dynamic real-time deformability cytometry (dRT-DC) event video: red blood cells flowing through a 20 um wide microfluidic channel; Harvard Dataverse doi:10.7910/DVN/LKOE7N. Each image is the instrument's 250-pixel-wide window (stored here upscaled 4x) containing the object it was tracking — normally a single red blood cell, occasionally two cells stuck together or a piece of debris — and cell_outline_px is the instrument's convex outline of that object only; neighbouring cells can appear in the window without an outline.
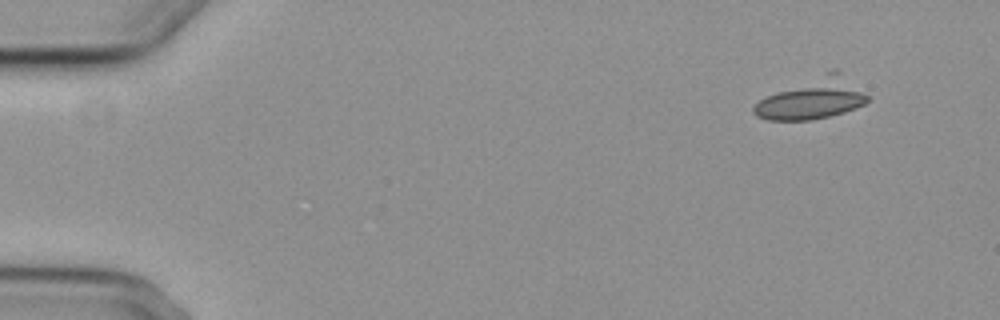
{"species": "common noctule bat (a hibernating species)", "species_latin": "Nyctalus noctula", "temperature_condition": "cold", "stored_images_in_passage": 5, "camera_frame_rate_fps": 3000, "um_per_image_px": 0.085, "animal": {"sex": "female", "body_mass_g": 29.2, "forearm_length_mm": 56.3}, "frame": {"image": 1, "passage_image": 1, "time_ms": 0.0, "image_size_px": [1000, 320], "cell_outline_px": [[868, 100], [864, 104], [856, 108], [844, 112], [828, 116], [808, 120], [768, 120], [756, 116], [752, 112], [752, 108], [760, 100], [776, 92], [832, 68], [836, 68], [868, 96]], "centroid_in_image_um": [69.05, 8.38], "position_along_channel_um": 15.9, "area_um2": 26.65}}
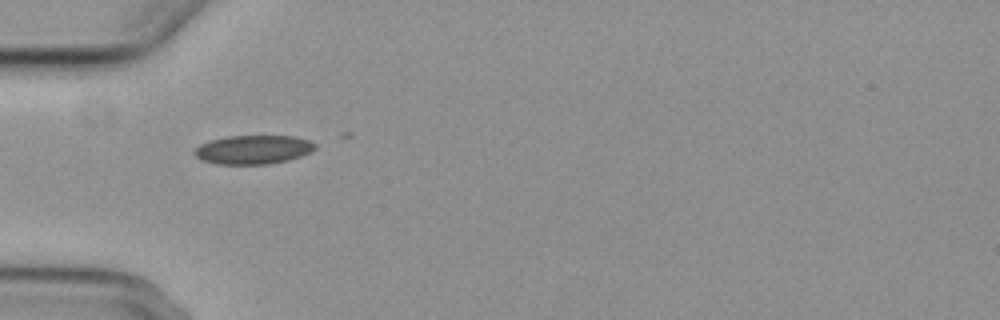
{"frame": {"image": 2, "passage_image": 4, "time_ms": 4.333, "image_size_px": [1000, 320], "cell_outline_px": [[316, 148], [312, 152], [288, 160], [268, 164], [216, 164], [204, 160], [196, 156], [192, 152], [200, 144], [208, 140], [228, 136], [296, 136], [312, 140], [316, 144]], "centroid_in_image_um": [21.56, 12.71], "position_along_channel_um": 63.4, "area_um2": 20.46}}